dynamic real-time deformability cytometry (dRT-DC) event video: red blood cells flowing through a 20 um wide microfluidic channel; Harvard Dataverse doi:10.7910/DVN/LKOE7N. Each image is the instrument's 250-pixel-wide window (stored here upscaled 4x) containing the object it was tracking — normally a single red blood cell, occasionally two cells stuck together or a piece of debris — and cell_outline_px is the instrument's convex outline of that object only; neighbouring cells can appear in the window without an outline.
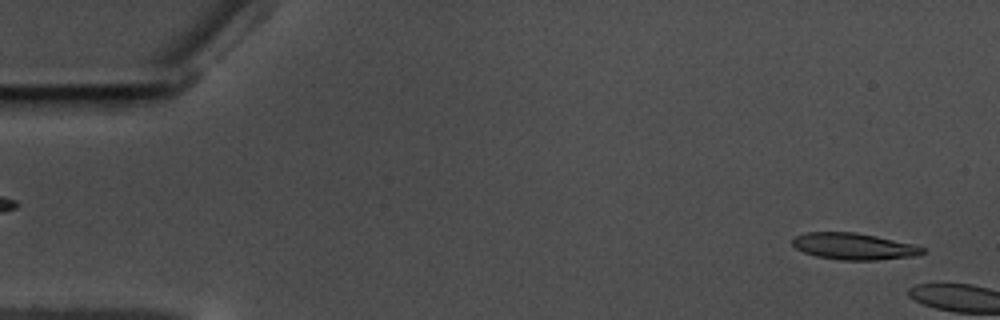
{"species": "common noctule bat (a hibernating species)", "species_latin": "Nyctalus noctula", "temperature_condition": "warm", "stored_images_in_passage": 11, "camera_frame_rate_fps": 3000, "um_per_image_px": 0.085, "animal": {"sex": "male", "body_mass_g": 17.5, "forearm_length_mm": 52.3}, "frame": {"image": 1, "passage_image": 2, "time_ms": 0.333, "image_size_px": [1000, 320], "cell_outline_px": [[924, 252], [916, 256], [876, 260], [840, 260], [816, 256], [804, 252], [796, 248], [792, 244], [792, 236], [804, 232], [856, 232], [916, 244], [924, 248]], "centroid_in_image_um": [72.56, 20.93], "position_along_channel_um": 12.4, "area_um2": 20.35}}